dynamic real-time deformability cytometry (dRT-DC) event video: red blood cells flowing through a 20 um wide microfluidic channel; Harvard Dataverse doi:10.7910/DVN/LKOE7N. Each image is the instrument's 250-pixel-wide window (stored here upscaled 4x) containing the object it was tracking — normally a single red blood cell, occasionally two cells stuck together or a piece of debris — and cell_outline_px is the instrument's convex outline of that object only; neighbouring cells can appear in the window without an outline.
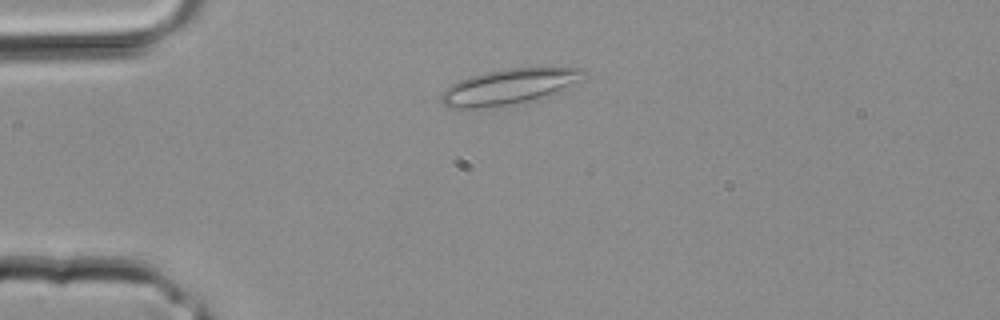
{"species": "common noctule bat (a hibernating species)", "species_latin": "Nyctalus noctula", "temperature_condition": "room temperature", "stored_images_in_passage": 1, "camera_frame_rate_fps": 3000, "um_per_image_px": 0.085, "animal": {"sex": "male", "body_mass_g": 20.4}, "frame": {"image": 1, "passage_image": 1, "time_ms": 0.0, "image_size_px": [1000, 320], "cell_outline_px": [[584, 72], [576, 80], [556, 92], [476, 112], [460, 112], [448, 108], [440, 100], [440, 96], [444, 88], [468, 76], [484, 72], [504, 68], [584, 68]], "centroid_in_image_um": [42.99, 7.42], "position_along_channel_um": 42.0, "area_um2": 29.42}}